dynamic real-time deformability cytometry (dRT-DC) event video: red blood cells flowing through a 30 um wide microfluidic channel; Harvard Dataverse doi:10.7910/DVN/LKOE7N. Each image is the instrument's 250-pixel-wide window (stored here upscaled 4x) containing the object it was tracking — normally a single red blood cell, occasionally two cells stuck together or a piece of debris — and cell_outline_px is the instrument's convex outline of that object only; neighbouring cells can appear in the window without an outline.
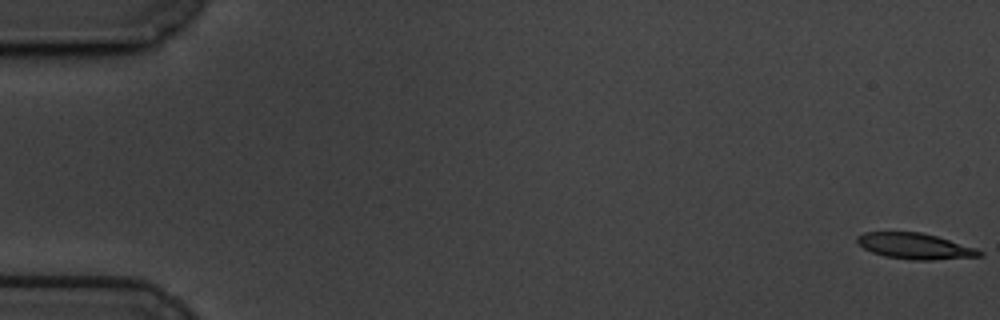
{"species": "common noctule bat (a hibernating species)", "species_latin": "Nyctalus noctula", "temperature_condition": "cold", "stored_images_in_passage": 60, "camera_frame_rate_fps": 3000, "um_per_image_px": 0.085, "animal": {"sex": "male", "body_mass_g": 19.5, "forearm_length_mm": 54.6}, "frame": {"image": 1, "passage_image": 1, "time_ms": 0.0, "image_size_px": [1000, 320], "cell_outline_px": [[984, 256], [932, 260], [912, 260], [884, 256], [872, 252], [864, 248], [856, 240], [856, 236], [864, 232], [920, 232], [936, 236], [976, 248], [984, 252]], "centroid_in_image_um": [77.79, 20.92], "position_along_channel_um": 7.2, "area_um2": 18.44}}
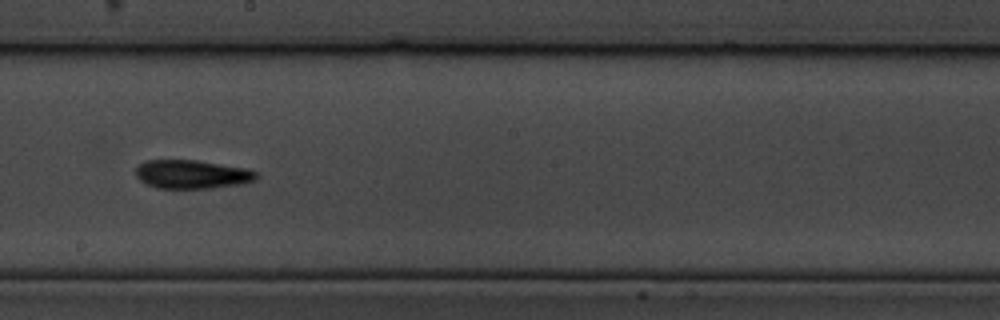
{"frame": {"image": 2, "passage_image": 34, "time_ms": 11.0, "image_size_px": [1000, 320], "cell_outline_px": [[256, 176], [252, 180], [240, 184], [212, 188], [156, 188], [144, 184], [136, 176], [136, 168], [144, 160], [196, 160], [244, 168], [256, 172]], "centroid_in_image_um": [16.23, 14.82], "position_along_channel_um": 232.0, "area_um2": 19.94}}
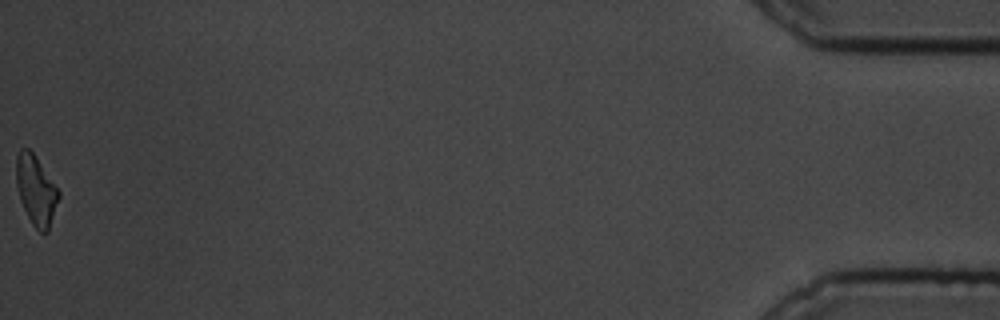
{"frame": {"image": 3, "passage_image": 60, "time_ms": 19.667, "image_size_px": [1000, 320], "cell_outline_px": [[60, 196], [48, 232], [44, 236], [32, 224], [20, 200], [16, 184], [16, 156], [20, 148], [28, 148], [36, 156], [60, 192]], "centroid_in_image_um": [3.06, 16.18], "position_along_channel_um": 432.1, "area_um2": 17.28}, "authors_computed_cell_mechanics": {"area_um2": 19.4208, "velocity_mm_per_s": 3.3998, "shape_relaxation_time_tau1_ms": 3.8149, "shape_relaxation_time_tau2_ms": 7.0717, "deformation_change_tau1": 0.1841, "deformation_change_tau2": 0.1744}}